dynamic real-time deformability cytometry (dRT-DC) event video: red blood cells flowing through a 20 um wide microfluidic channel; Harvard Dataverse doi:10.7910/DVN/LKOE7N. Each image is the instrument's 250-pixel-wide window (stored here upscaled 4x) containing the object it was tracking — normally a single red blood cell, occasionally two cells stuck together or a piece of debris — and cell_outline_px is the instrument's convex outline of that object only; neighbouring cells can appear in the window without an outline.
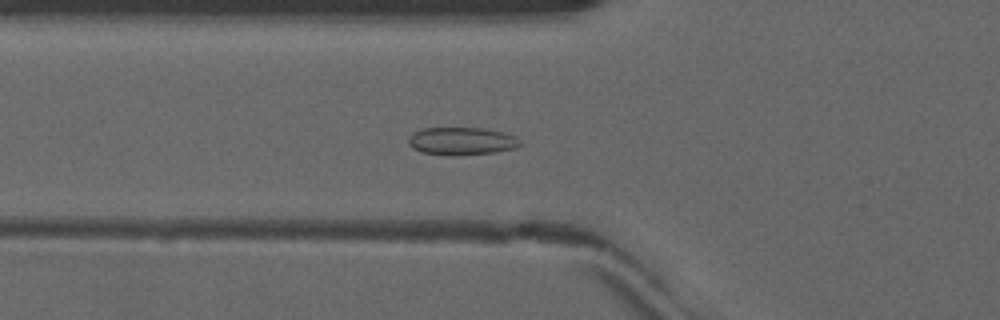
{"species": "common noctule bat (a hibernating species)", "species_latin": "Nyctalus noctula", "temperature_condition": "warm", "stored_images_in_passage": 43, "camera_frame_rate_fps": 3000, "um_per_image_px": 0.085, "animal": {"sex": "male", "forearm_length_mm": 52.5}, "frame": {"image": 1, "passage_image": 20, "time_ms": 6.333, "image_size_px": [1000, 320], "cell_outline_px": [[524, 144], [516, 148], [496, 152], [456, 156], [452, 156], [420, 152], [412, 148], [408, 144], [408, 136], [424, 128], [480, 128], [500, 132], [512, 136]], "centroid_in_image_um": [39.2, 12.02], "position_along_channel_um": 86.6, "area_um2": 18.03}}
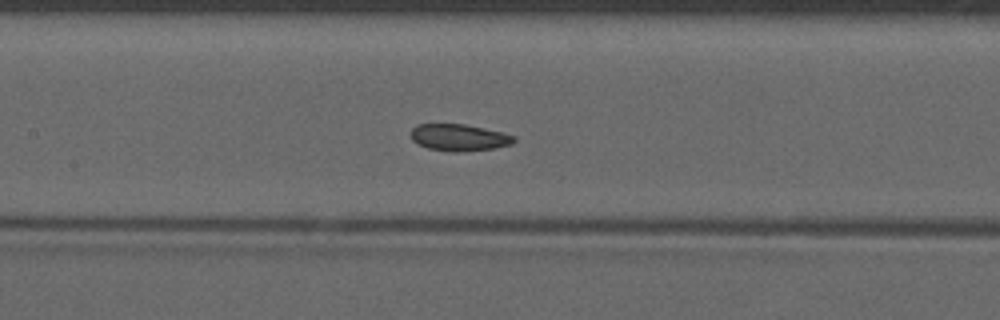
{"frame": {"image": 2, "passage_image": 26, "time_ms": 8.333, "image_size_px": [1000, 320], "cell_outline_px": [[516, 140], [512, 144], [492, 148], [452, 152], [428, 148], [412, 140], [412, 128], [416, 124], [464, 124], [484, 128], [516, 136]], "centroid_in_image_um": [39.02, 11.67], "position_along_channel_um": 168.4, "area_um2": 15.84}}
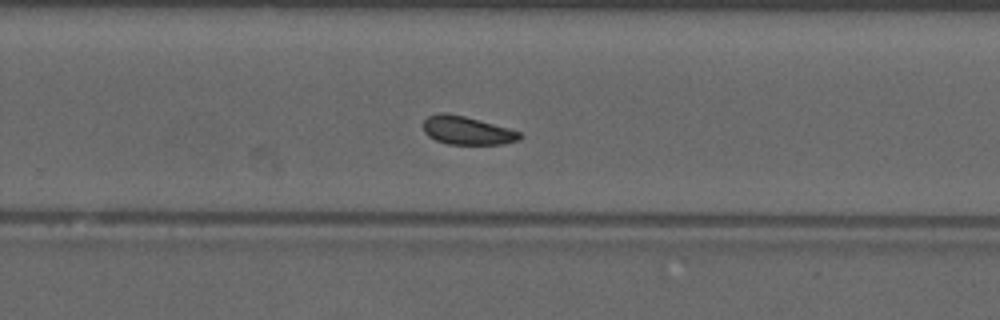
{"frame": {"image": 3, "passage_image": 35, "time_ms": 11.333, "image_size_px": [1000, 320], "cell_outline_px": [[524, 136], [520, 140], [504, 144], [448, 144], [436, 140], [428, 136], [424, 132], [424, 120], [428, 116], [440, 112], [444, 112], [464, 116], [480, 120], [508, 128], [520, 132]], "centroid_in_image_um": [39.72, 11.09], "position_along_channel_um": 290.1, "area_um2": 15.95}, "authors_computed_cell_mechanics": {"area_um2": 16.9932, "velocity_mm_per_s": 4.0768, "shape_relaxation_time_tau1_ms": 4.5772, "shape_relaxation_time_tau2_ms": null, "deformation_change_tau1": 0.0749, "deformation_change_tau2": null}}